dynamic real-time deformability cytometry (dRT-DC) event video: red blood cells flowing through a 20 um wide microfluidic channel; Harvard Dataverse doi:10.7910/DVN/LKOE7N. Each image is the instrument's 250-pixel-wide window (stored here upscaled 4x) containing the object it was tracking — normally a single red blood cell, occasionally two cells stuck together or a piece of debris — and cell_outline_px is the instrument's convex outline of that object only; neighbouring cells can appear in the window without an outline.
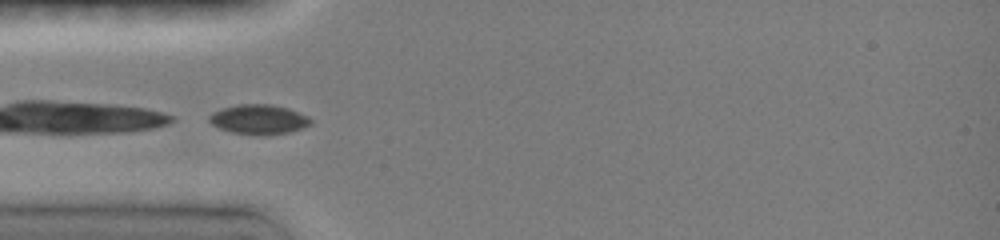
{"species": "common noctule bat (a hibernating species)", "species_latin": "Nyctalus noctula", "temperature_condition": "room temperature", "stored_images_in_passage": 17, "camera_frame_rate_fps": 3000, "um_per_image_px": 0.085, "animal": {"sex": "female", "body_mass_g": 19.0, "forearm_length_mm": 51.5}, "frame": {"image": 1, "passage_image": 1, "time_ms": 0.0, "image_size_px": [1000, 240], "cell_outline_px": [[312, 124], [288, 132], [264, 136], [232, 132], [220, 128], [212, 124], [208, 120], [208, 116], [212, 112], [220, 108], [236, 104], [272, 104], [288, 108], [308, 116], [312, 120]], "centroid_in_image_um": [21.97, 10.14], "position_along_channel_um": 63.0, "area_um2": 17.69}}
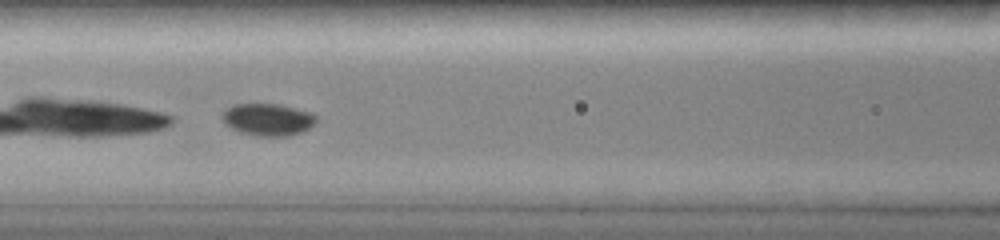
{"frame": {"image": 2, "passage_image": 10, "time_ms": 2.0, "image_size_px": [1000, 240], "cell_outline_px": [[316, 124], [300, 132], [288, 136], [256, 136], [240, 132], [224, 124], [220, 116], [232, 104], [276, 104], [296, 108], [308, 112], [316, 116]], "centroid_in_image_um": [22.74, 10.16], "position_along_channel_um": 143.9, "area_um2": 17.57}}